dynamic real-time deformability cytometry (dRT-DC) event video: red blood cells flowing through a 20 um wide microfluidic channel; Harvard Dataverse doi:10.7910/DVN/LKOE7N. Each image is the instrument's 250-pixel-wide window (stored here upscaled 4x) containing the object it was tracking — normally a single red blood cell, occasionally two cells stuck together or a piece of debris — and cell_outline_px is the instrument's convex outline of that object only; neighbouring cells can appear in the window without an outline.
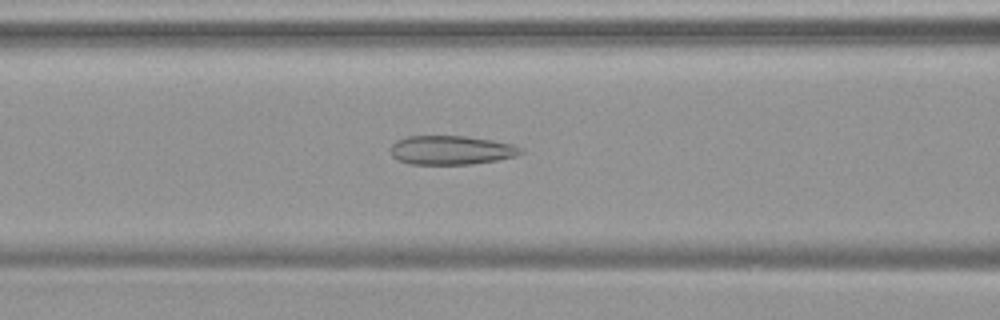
{"species": "common noctule bat (a hibernating species)", "species_latin": "Nyctalus noctula", "temperature_condition": "warm", "stored_images_in_passage": 46, "camera_frame_rate_fps": 3000, "um_per_image_px": 0.085, "animal": {"sex": "female", "body_mass_g": 19.9}, "frame": {"image": 1, "passage_image": 15, "time_ms": 4.667, "image_size_px": [1000, 320], "cell_outline_px": [[524, 152], [516, 156], [496, 160], [472, 164], [412, 164], [400, 160], [392, 156], [388, 148], [396, 140], [408, 136], [468, 136], [492, 140], [512, 144], [520, 148]], "centroid_in_image_um": [38.33, 12.75], "position_along_channel_um": 128.3, "area_um2": 22.02}}
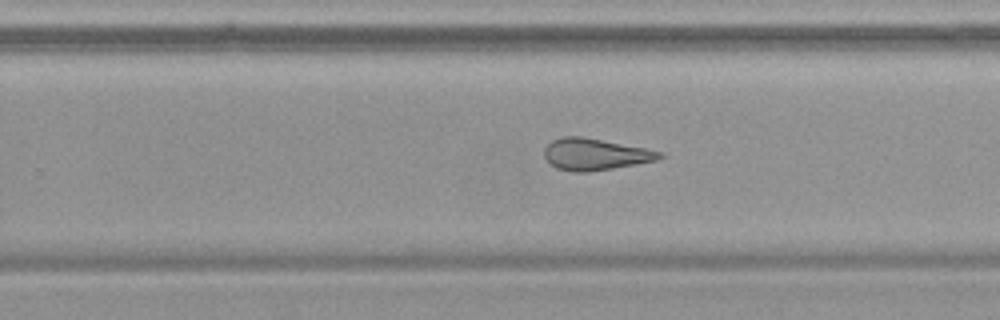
{"frame": {"image": 2, "passage_image": 27, "time_ms": 8.667, "image_size_px": [1000, 320], "cell_outline_px": [[664, 156], [656, 160], [636, 164], [588, 172], [572, 172], [556, 168], [548, 164], [544, 156], [544, 148], [552, 140], [564, 136], [580, 136], [644, 148], [664, 152]], "centroid_in_image_um": [50.54, 13.12], "position_along_channel_um": 279.3, "area_um2": 21.21}}
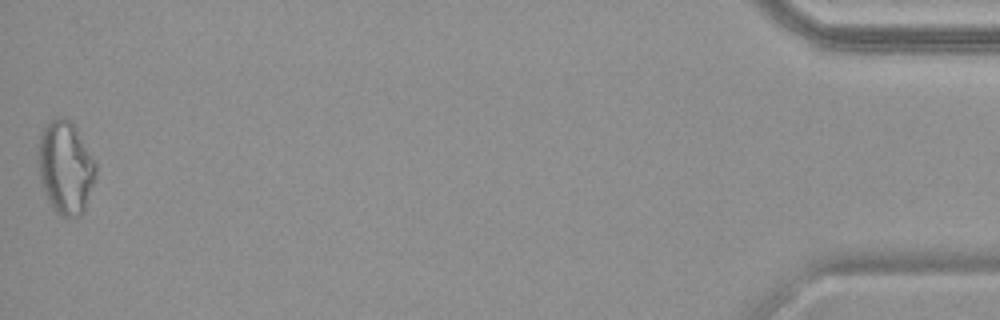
{"frame": {"image": 3, "passage_image": 46, "time_ms": 15.0, "image_size_px": [1000, 320], "cell_outline_px": [[96, 176], [84, 212], [80, 216], [64, 216], [56, 212], [52, 208], [44, 192], [40, 180], [40, 132], [52, 120], [60, 116], [64, 116], [72, 120], [96, 160]], "centroid_in_image_um": [5.62, 14.22], "position_along_channel_um": 429.6, "area_um2": 31.15}, "authors_computed_cell_mechanics": {"area_um2": 23.8714, "velocity_mm_per_s": 3.7846, "shape_relaxation_time_tau1_ms": null, "shape_relaxation_time_tau2_ms": 2.9948, "deformation_change_tau1": null, "deformation_change_tau2": 0.1375}}